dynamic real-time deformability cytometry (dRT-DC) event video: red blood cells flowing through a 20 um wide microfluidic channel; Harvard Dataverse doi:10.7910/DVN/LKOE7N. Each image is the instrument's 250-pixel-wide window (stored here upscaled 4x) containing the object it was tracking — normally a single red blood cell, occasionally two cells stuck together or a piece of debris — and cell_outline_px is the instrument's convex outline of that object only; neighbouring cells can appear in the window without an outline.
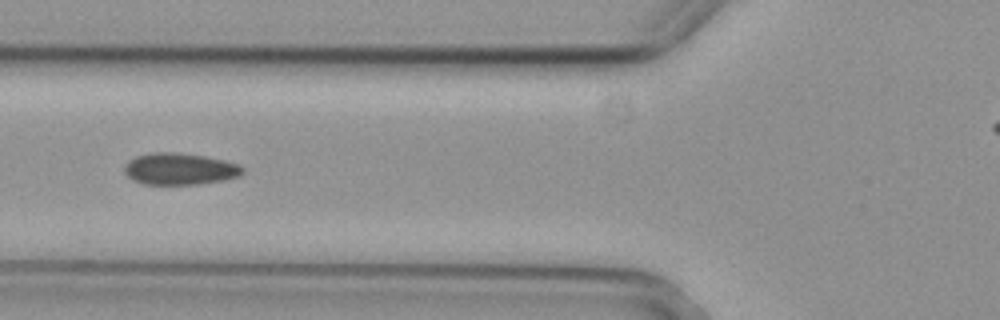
{"species": "common noctule bat (a hibernating species)", "species_latin": "Nyctalus noctula", "temperature_condition": "cold", "stored_images_in_passage": 4, "camera_frame_rate_fps": 3000, "um_per_image_px": 0.085, "animal": {"sex": "female", "body_mass_g": 29.2, "forearm_length_mm": 56.3}, "frame": {"image": 1, "passage_image": 4, "time_ms": 1.0, "image_size_px": [1000, 320], "cell_outline_px": [[244, 172], [240, 176], [224, 180], [200, 184], [144, 184], [132, 180], [124, 172], [124, 164], [128, 160], [136, 156], [156, 152], [176, 152], [204, 156], [224, 160], [236, 164], [244, 168]], "centroid_in_image_um": [15.26, 14.36], "position_along_channel_um": 110.5, "area_um2": 21.91}}